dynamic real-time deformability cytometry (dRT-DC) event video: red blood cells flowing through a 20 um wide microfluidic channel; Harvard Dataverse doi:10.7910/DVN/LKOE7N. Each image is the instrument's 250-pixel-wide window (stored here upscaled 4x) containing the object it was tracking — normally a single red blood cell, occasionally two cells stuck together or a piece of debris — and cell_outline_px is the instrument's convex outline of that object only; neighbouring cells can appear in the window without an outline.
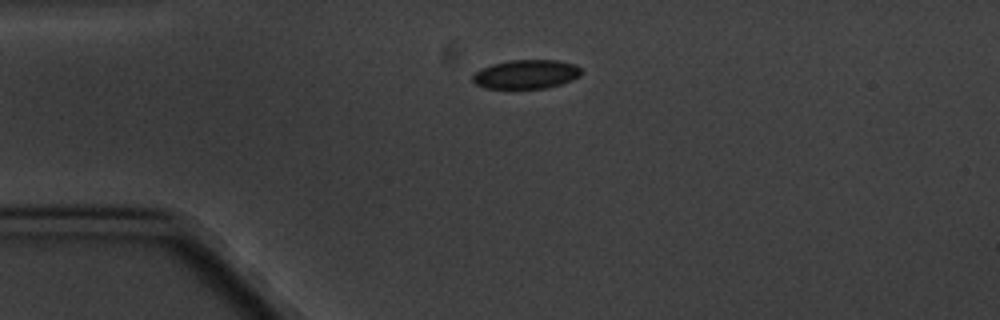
{"species": "common noctule bat (a hibernating species)", "species_latin": "Nyctalus noctula", "temperature_condition": "cold", "stored_images_in_passage": 5, "camera_frame_rate_fps": 3000, "um_per_image_px": 0.085, "animal": {"sex": "male", "body_mass_g": 20.1, "forearm_length_mm": 53.5}, "frame": {"image": 1, "passage_image": 5, "time_ms": 5.0, "image_size_px": [1000, 320], "cell_outline_px": [[580, 76], [572, 80], [560, 84], [544, 88], [484, 88], [476, 84], [472, 80], [472, 76], [480, 68], [492, 64], [508, 60], [556, 60], [576, 64], [580, 68]], "centroid_in_image_um": [44.7, 6.3], "position_along_channel_um": 40.3, "area_um2": 18.32}}